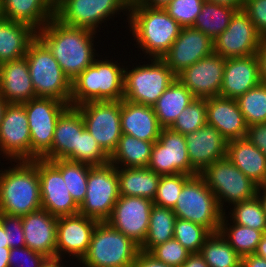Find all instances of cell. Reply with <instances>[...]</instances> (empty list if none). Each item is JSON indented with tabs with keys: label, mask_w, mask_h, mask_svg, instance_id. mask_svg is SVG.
Listing matches in <instances>:
<instances>
[{
	"label": "cell",
	"mask_w": 266,
	"mask_h": 267,
	"mask_svg": "<svg viewBox=\"0 0 266 267\" xmlns=\"http://www.w3.org/2000/svg\"><path fill=\"white\" fill-rule=\"evenodd\" d=\"M95 33L86 28L67 26L54 17L37 31V37L49 48L72 82L96 59Z\"/></svg>",
	"instance_id": "1"
},
{
	"label": "cell",
	"mask_w": 266,
	"mask_h": 267,
	"mask_svg": "<svg viewBox=\"0 0 266 267\" xmlns=\"http://www.w3.org/2000/svg\"><path fill=\"white\" fill-rule=\"evenodd\" d=\"M127 16L134 40L150 59H161L182 30L164 8L148 7L141 2L130 5Z\"/></svg>",
	"instance_id": "2"
},
{
	"label": "cell",
	"mask_w": 266,
	"mask_h": 267,
	"mask_svg": "<svg viewBox=\"0 0 266 267\" xmlns=\"http://www.w3.org/2000/svg\"><path fill=\"white\" fill-rule=\"evenodd\" d=\"M0 170V213L23 216L42 208L37 167L31 161H16Z\"/></svg>",
	"instance_id": "3"
},
{
	"label": "cell",
	"mask_w": 266,
	"mask_h": 267,
	"mask_svg": "<svg viewBox=\"0 0 266 267\" xmlns=\"http://www.w3.org/2000/svg\"><path fill=\"white\" fill-rule=\"evenodd\" d=\"M105 60L95 59L92 65L72 80L70 106L123 99L125 68H121L119 63Z\"/></svg>",
	"instance_id": "4"
},
{
	"label": "cell",
	"mask_w": 266,
	"mask_h": 267,
	"mask_svg": "<svg viewBox=\"0 0 266 267\" xmlns=\"http://www.w3.org/2000/svg\"><path fill=\"white\" fill-rule=\"evenodd\" d=\"M25 58L36 97L53 98L70 105L71 81L38 37L30 43Z\"/></svg>",
	"instance_id": "5"
},
{
	"label": "cell",
	"mask_w": 266,
	"mask_h": 267,
	"mask_svg": "<svg viewBox=\"0 0 266 267\" xmlns=\"http://www.w3.org/2000/svg\"><path fill=\"white\" fill-rule=\"evenodd\" d=\"M140 246L107 222L95 226L83 267H132Z\"/></svg>",
	"instance_id": "6"
},
{
	"label": "cell",
	"mask_w": 266,
	"mask_h": 267,
	"mask_svg": "<svg viewBox=\"0 0 266 267\" xmlns=\"http://www.w3.org/2000/svg\"><path fill=\"white\" fill-rule=\"evenodd\" d=\"M172 209L177 218L202 225L211 233L219 231L224 214L215 195L199 174L183 185Z\"/></svg>",
	"instance_id": "7"
},
{
	"label": "cell",
	"mask_w": 266,
	"mask_h": 267,
	"mask_svg": "<svg viewBox=\"0 0 266 267\" xmlns=\"http://www.w3.org/2000/svg\"><path fill=\"white\" fill-rule=\"evenodd\" d=\"M150 60L151 64L124 69V100L152 107L177 78L162 59Z\"/></svg>",
	"instance_id": "8"
},
{
	"label": "cell",
	"mask_w": 266,
	"mask_h": 267,
	"mask_svg": "<svg viewBox=\"0 0 266 267\" xmlns=\"http://www.w3.org/2000/svg\"><path fill=\"white\" fill-rule=\"evenodd\" d=\"M199 175L215 195L218 205L224 213V201L233 205L257 195L258 185L227 157L213 162Z\"/></svg>",
	"instance_id": "9"
},
{
	"label": "cell",
	"mask_w": 266,
	"mask_h": 267,
	"mask_svg": "<svg viewBox=\"0 0 266 267\" xmlns=\"http://www.w3.org/2000/svg\"><path fill=\"white\" fill-rule=\"evenodd\" d=\"M119 197L117 167L110 163L92 166L89 170L86 195L79 206V213L98 222H106Z\"/></svg>",
	"instance_id": "10"
},
{
	"label": "cell",
	"mask_w": 266,
	"mask_h": 267,
	"mask_svg": "<svg viewBox=\"0 0 266 267\" xmlns=\"http://www.w3.org/2000/svg\"><path fill=\"white\" fill-rule=\"evenodd\" d=\"M31 138V161L42 159L50 150L60 115L70 106L53 98L36 97L22 104Z\"/></svg>",
	"instance_id": "11"
},
{
	"label": "cell",
	"mask_w": 266,
	"mask_h": 267,
	"mask_svg": "<svg viewBox=\"0 0 266 267\" xmlns=\"http://www.w3.org/2000/svg\"><path fill=\"white\" fill-rule=\"evenodd\" d=\"M85 128L109 155L115 151L121 131V101H91L75 107Z\"/></svg>",
	"instance_id": "12"
},
{
	"label": "cell",
	"mask_w": 266,
	"mask_h": 267,
	"mask_svg": "<svg viewBox=\"0 0 266 267\" xmlns=\"http://www.w3.org/2000/svg\"><path fill=\"white\" fill-rule=\"evenodd\" d=\"M129 6L125 0H58L55 18L67 26L96 32L102 21L110 19L118 11L129 10Z\"/></svg>",
	"instance_id": "13"
},
{
	"label": "cell",
	"mask_w": 266,
	"mask_h": 267,
	"mask_svg": "<svg viewBox=\"0 0 266 267\" xmlns=\"http://www.w3.org/2000/svg\"><path fill=\"white\" fill-rule=\"evenodd\" d=\"M147 167L161 176L172 174L198 175L191 167L185 136L170 128L161 130L159 139L154 142Z\"/></svg>",
	"instance_id": "14"
},
{
	"label": "cell",
	"mask_w": 266,
	"mask_h": 267,
	"mask_svg": "<svg viewBox=\"0 0 266 267\" xmlns=\"http://www.w3.org/2000/svg\"><path fill=\"white\" fill-rule=\"evenodd\" d=\"M0 151L11 161H31V138L22 104H7L0 123Z\"/></svg>",
	"instance_id": "15"
},
{
	"label": "cell",
	"mask_w": 266,
	"mask_h": 267,
	"mask_svg": "<svg viewBox=\"0 0 266 267\" xmlns=\"http://www.w3.org/2000/svg\"><path fill=\"white\" fill-rule=\"evenodd\" d=\"M261 36L241 9L232 16L227 29L214 41V53L223 58L247 57L257 53Z\"/></svg>",
	"instance_id": "16"
},
{
	"label": "cell",
	"mask_w": 266,
	"mask_h": 267,
	"mask_svg": "<svg viewBox=\"0 0 266 267\" xmlns=\"http://www.w3.org/2000/svg\"><path fill=\"white\" fill-rule=\"evenodd\" d=\"M153 205L150 199L120 196L106 222L141 246L146 239Z\"/></svg>",
	"instance_id": "17"
},
{
	"label": "cell",
	"mask_w": 266,
	"mask_h": 267,
	"mask_svg": "<svg viewBox=\"0 0 266 267\" xmlns=\"http://www.w3.org/2000/svg\"><path fill=\"white\" fill-rule=\"evenodd\" d=\"M38 169L42 209L56 217L79 213V205L72 198L62 174L43 159L31 161Z\"/></svg>",
	"instance_id": "18"
},
{
	"label": "cell",
	"mask_w": 266,
	"mask_h": 267,
	"mask_svg": "<svg viewBox=\"0 0 266 267\" xmlns=\"http://www.w3.org/2000/svg\"><path fill=\"white\" fill-rule=\"evenodd\" d=\"M225 58L215 53L187 67L176 77L198 99L220 96Z\"/></svg>",
	"instance_id": "19"
},
{
	"label": "cell",
	"mask_w": 266,
	"mask_h": 267,
	"mask_svg": "<svg viewBox=\"0 0 266 267\" xmlns=\"http://www.w3.org/2000/svg\"><path fill=\"white\" fill-rule=\"evenodd\" d=\"M214 53L213 40L193 27H183L169 51L161 58L177 76L187 67Z\"/></svg>",
	"instance_id": "20"
},
{
	"label": "cell",
	"mask_w": 266,
	"mask_h": 267,
	"mask_svg": "<svg viewBox=\"0 0 266 267\" xmlns=\"http://www.w3.org/2000/svg\"><path fill=\"white\" fill-rule=\"evenodd\" d=\"M97 223V220L80 213L58 217L56 257L62 258L63 254L68 253L81 261L88 252L92 232Z\"/></svg>",
	"instance_id": "21"
},
{
	"label": "cell",
	"mask_w": 266,
	"mask_h": 267,
	"mask_svg": "<svg viewBox=\"0 0 266 267\" xmlns=\"http://www.w3.org/2000/svg\"><path fill=\"white\" fill-rule=\"evenodd\" d=\"M185 138L191 167L198 174L213 162L226 157L228 141L211 125L205 124L186 134Z\"/></svg>",
	"instance_id": "22"
},
{
	"label": "cell",
	"mask_w": 266,
	"mask_h": 267,
	"mask_svg": "<svg viewBox=\"0 0 266 267\" xmlns=\"http://www.w3.org/2000/svg\"><path fill=\"white\" fill-rule=\"evenodd\" d=\"M57 219L47 210L39 209L22 216L26 247L47 258L56 257Z\"/></svg>",
	"instance_id": "23"
},
{
	"label": "cell",
	"mask_w": 266,
	"mask_h": 267,
	"mask_svg": "<svg viewBox=\"0 0 266 267\" xmlns=\"http://www.w3.org/2000/svg\"><path fill=\"white\" fill-rule=\"evenodd\" d=\"M260 83L259 61L256 54L247 57L227 58L220 96L237 99Z\"/></svg>",
	"instance_id": "24"
},
{
	"label": "cell",
	"mask_w": 266,
	"mask_h": 267,
	"mask_svg": "<svg viewBox=\"0 0 266 267\" xmlns=\"http://www.w3.org/2000/svg\"><path fill=\"white\" fill-rule=\"evenodd\" d=\"M207 124L227 140L245 138L248 125L236 99L215 96L206 98Z\"/></svg>",
	"instance_id": "25"
},
{
	"label": "cell",
	"mask_w": 266,
	"mask_h": 267,
	"mask_svg": "<svg viewBox=\"0 0 266 267\" xmlns=\"http://www.w3.org/2000/svg\"><path fill=\"white\" fill-rule=\"evenodd\" d=\"M0 96L8 104H23L36 98L25 57L0 64Z\"/></svg>",
	"instance_id": "26"
},
{
	"label": "cell",
	"mask_w": 266,
	"mask_h": 267,
	"mask_svg": "<svg viewBox=\"0 0 266 267\" xmlns=\"http://www.w3.org/2000/svg\"><path fill=\"white\" fill-rule=\"evenodd\" d=\"M121 131L139 140L155 142L161 130L153 107L121 100Z\"/></svg>",
	"instance_id": "27"
},
{
	"label": "cell",
	"mask_w": 266,
	"mask_h": 267,
	"mask_svg": "<svg viewBox=\"0 0 266 267\" xmlns=\"http://www.w3.org/2000/svg\"><path fill=\"white\" fill-rule=\"evenodd\" d=\"M85 129L81 113L69 106L58 118L51 150L42 159H65L73 150H78V132Z\"/></svg>",
	"instance_id": "28"
},
{
	"label": "cell",
	"mask_w": 266,
	"mask_h": 267,
	"mask_svg": "<svg viewBox=\"0 0 266 267\" xmlns=\"http://www.w3.org/2000/svg\"><path fill=\"white\" fill-rule=\"evenodd\" d=\"M2 17L41 30L55 17L51 0H1Z\"/></svg>",
	"instance_id": "29"
},
{
	"label": "cell",
	"mask_w": 266,
	"mask_h": 267,
	"mask_svg": "<svg viewBox=\"0 0 266 267\" xmlns=\"http://www.w3.org/2000/svg\"><path fill=\"white\" fill-rule=\"evenodd\" d=\"M226 157L260 186L266 178V155L246 137L227 142Z\"/></svg>",
	"instance_id": "30"
},
{
	"label": "cell",
	"mask_w": 266,
	"mask_h": 267,
	"mask_svg": "<svg viewBox=\"0 0 266 267\" xmlns=\"http://www.w3.org/2000/svg\"><path fill=\"white\" fill-rule=\"evenodd\" d=\"M37 37L31 26L0 19V64L25 57L30 43Z\"/></svg>",
	"instance_id": "31"
},
{
	"label": "cell",
	"mask_w": 266,
	"mask_h": 267,
	"mask_svg": "<svg viewBox=\"0 0 266 267\" xmlns=\"http://www.w3.org/2000/svg\"><path fill=\"white\" fill-rule=\"evenodd\" d=\"M120 196L142 197L153 201L161 175L148 167H117Z\"/></svg>",
	"instance_id": "32"
},
{
	"label": "cell",
	"mask_w": 266,
	"mask_h": 267,
	"mask_svg": "<svg viewBox=\"0 0 266 267\" xmlns=\"http://www.w3.org/2000/svg\"><path fill=\"white\" fill-rule=\"evenodd\" d=\"M196 99L177 78L152 106L162 128H170L182 111Z\"/></svg>",
	"instance_id": "33"
},
{
	"label": "cell",
	"mask_w": 266,
	"mask_h": 267,
	"mask_svg": "<svg viewBox=\"0 0 266 267\" xmlns=\"http://www.w3.org/2000/svg\"><path fill=\"white\" fill-rule=\"evenodd\" d=\"M154 142L143 141L133 136L122 134L109 163L115 167H147L150 161Z\"/></svg>",
	"instance_id": "34"
},
{
	"label": "cell",
	"mask_w": 266,
	"mask_h": 267,
	"mask_svg": "<svg viewBox=\"0 0 266 267\" xmlns=\"http://www.w3.org/2000/svg\"><path fill=\"white\" fill-rule=\"evenodd\" d=\"M237 11L231 6L206 1L197 15L193 28L206 34L213 41L228 27L232 16Z\"/></svg>",
	"instance_id": "35"
},
{
	"label": "cell",
	"mask_w": 266,
	"mask_h": 267,
	"mask_svg": "<svg viewBox=\"0 0 266 267\" xmlns=\"http://www.w3.org/2000/svg\"><path fill=\"white\" fill-rule=\"evenodd\" d=\"M176 215L172 208L152 206L146 239L140 250L149 252L153 247L174 238Z\"/></svg>",
	"instance_id": "36"
},
{
	"label": "cell",
	"mask_w": 266,
	"mask_h": 267,
	"mask_svg": "<svg viewBox=\"0 0 266 267\" xmlns=\"http://www.w3.org/2000/svg\"><path fill=\"white\" fill-rule=\"evenodd\" d=\"M209 267H240L242 257L218 231L211 233L199 252Z\"/></svg>",
	"instance_id": "37"
},
{
	"label": "cell",
	"mask_w": 266,
	"mask_h": 267,
	"mask_svg": "<svg viewBox=\"0 0 266 267\" xmlns=\"http://www.w3.org/2000/svg\"><path fill=\"white\" fill-rule=\"evenodd\" d=\"M61 174L74 201L80 206L87 191L90 164L57 159L49 161Z\"/></svg>",
	"instance_id": "38"
},
{
	"label": "cell",
	"mask_w": 266,
	"mask_h": 267,
	"mask_svg": "<svg viewBox=\"0 0 266 267\" xmlns=\"http://www.w3.org/2000/svg\"><path fill=\"white\" fill-rule=\"evenodd\" d=\"M225 215L226 214L224 213L219 227V232L241 257L254 254L264 233L262 231L235 223H232L231 226L228 223V220H226Z\"/></svg>",
	"instance_id": "39"
},
{
	"label": "cell",
	"mask_w": 266,
	"mask_h": 267,
	"mask_svg": "<svg viewBox=\"0 0 266 267\" xmlns=\"http://www.w3.org/2000/svg\"><path fill=\"white\" fill-rule=\"evenodd\" d=\"M236 101L248 126L266 123V84L251 88Z\"/></svg>",
	"instance_id": "40"
},
{
	"label": "cell",
	"mask_w": 266,
	"mask_h": 267,
	"mask_svg": "<svg viewBox=\"0 0 266 267\" xmlns=\"http://www.w3.org/2000/svg\"><path fill=\"white\" fill-rule=\"evenodd\" d=\"M232 208V213H229L232 219L230 221L266 233V215L257 195L249 200L233 204Z\"/></svg>",
	"instance_id": "41"
},
{
	"label": "cell",
	"mask_w": 266,
	"mask_h": 267,
	"mask_svg": "<svg viewBox=\"0 0 266 267\" xmlns=\"http://www.w3.org/2000/svg\"><path fill=\"white\" fill-rule=\"evenodd\" d=\"M65 159L92 166H103L109 163L110 156L85 129L83 132H78V150H73Z\"/></svg>",
	"instance_id": "42"
},
{
	"label": "cell",
	"mask_w": 266,
	"mask_h": 267,
	"mask_svg": "<svg viewBox=\"0 0 266 267\" xmlns=\"http://www.w3.org/2000/svg\"><path fill=\"white\" fill-rule=\"evenodd\" d=\"M211 232L202 225L176 218L174 238L190 253H199Z\"/></svg>",
	"instance_id": "43"
},
{
	"label": "cell",
	"mask_w": 266,
	"mask_h": 267,
	"mask_svg": "<svg viewBox=\"0 0 266 267\" xmlns=\"http://www.w3.org/2000/svg\"><path fill=\"white\" fill-rule=\"evenodd\" d=\"M207 105L205 99H194L177 117L171 130L186 135L207 124Z\"/></svg>",
	"instance_id": "44"
},
{
	"label": "cell",
	"mask_w": 266,
	"mask_h": 267,
	"mask_svg": "<svg viewBox=\"0 0 266 267\" xmlns=\"http://www.w3.org/2000/svg\"><path fill=\"white\" fill-rule=\"evenodd\" d=\"M192 176L187 174H172L161 176L153 204L159 207L173 208L177 202L183 185Z\"/></svg>",
	"instance_id": "45"
},
{
	"label": "cell",
	"mask_w": 266,
	"mask_h": 267,
	"mask_svg": "<svg viewBox=\"0 0 266 267\" xmlns=\"http://www.w3.org/2000/svg\"><path fill=\"white\" fill-rule=\"evenodd\" d=\"M205 0H172L164 9L182 28L192 27Z\"/></svg>",
	"instance_id": "46"
},
{
	"label": "cell",
	"mask_w": 266,
	"mask_h": 267,
	"mask_svg": "<svg viewBox=\"0 0 266 267\" xmlns=\"http://www.w3.org/2000/svg\"><path fill=\"white\" fill-rule=\"evenodd\" d=\"M148 253L155 259L174 267H180L190 254L175 238L153 247Z\"/></svg>",
	"instance_id": "47"
},
{
	"label": "cell",
	"mask_w": 266,
	"mask_h": 267,
	"mask_svg": "<svg viewBox=\"0 0 266 267\" xmlns=\"http://www.w3.org/2000/svg\"><path fill=\"white\" fill-rule=\"evenodd\" d=\"M0 221L7 234L9 248H21L26 246L22 226V216L0 213Z\"/></svg>",
	"instance_id": "48"
},
{
	"label": "cell",
	"mask_w": 266,
	"mask_h": 267,
	"mask_svg": "<svg viewBox=\"0 0 266 267\" xmlns=\"http://www.w3.org/2000/svg\"><path fill=\"white\" fill-rule=\"evenodd\" d=\"M46 258L43 254L24 246L11 248L8 262L9 267H40Z\"/></svg>",
	"instance_id": "49"
},
{
	"label": "cell",
	"mask_w": 266,
	"mask_h": 267,
	"mask_svg": "<svg viewBox=\"0 0 266 267\" xmlns=\"http://www.w3.org/2000/svg\"><path fill=\"white\" fill-rule=\"evenodd\" d=\"M261 37H266V0H245L242 9Z\"/></svg>",
	"instance_id": "50"
},
{
	"label": "cell",
	"mask_w": 266,
	"mask_h": 267,
	"mask_svg": "<svg viewBox=\"0 0 266 267\" xmlns=\"http://www.w3.org/2000/svg\"><path fill=\"white\" fill-rule=\"evenodd\" d=\"M246 138L266 155V123L248 126Z\"/></svg>",
	"instance_id": "51"
},
{
	"label": "cell",
	"mask_w": 266,
	"mask_h": 267,
	"mask_svg": "<svg viewBox=\"0 0 266 267\" xmlns=\"http://www.w3.org/2000/svg\"><path fill=\"white\" fill-rule=\"evenodd\" d=\"M132 267H174L155 259L151 254L139 251Z\"/></svg>",
	"instance_id": "52"
},
{
	"label": "cell",
	"mask_w": 266,
	"mask_h": 267,
	"mask_svg": "<svg viewBox=\"0 0 266 267\" xmlns=\"http://www.w3.org/2000/svg\"><path fill=\"white\" fill-rule=\"evenodd\" d=\"M256 55L259 61L260 81L266 84V37H261L260 46Z\"/></svg>",
	"instance_id": "53"
},
{
	"label": "cell",
	"mask_w": 266,
	"mask_h": 267,
	"mask_svg": "<svg viewBox=\"0 0 266 267\" xmlns=\"http://www.w3.org/2000/svg\"><path fill=\"white\" fill-rule=\"evenodd\" d=\"M242 267H266V259L254 254L242 257Z\"/></svg>",
	"instance_id": "54"
},
{
	"label": "cell",
	"mask_w": 266,
	"mask_h": 267,
	"mask_svg": "<svg viewBox=\"0 0 266 267\" xmlns=\"http://www.w3.org/2000/svg\"><path fill=\"white\" fill-rule=\"evenodd\" d=\"M180 267H209L200 253H190Z\"/></svg>",
	"instance_id": "55"
},
{
	"label": "cell",
	"mask_w": 266,
	"mask_h": 267,
	"mask_svg": "<svg viewBox=\"0 0 266 267\" xmlns=\"http://www.w3.org/2000/svg\"><path fill=\"white\" fill-rule=\"evenodd\" d=\"M212 3L223 4L236 8L237 10L243 9L245 0H206Z\"/></svg>",
	"instance_id": "56"
},
{
	"label": "cell",
	"mask_w": 266,
	"mask_h": 267,
	"mask_svg": "<svg viewBox=\"0 0 266 267\" xmlns=\"http://www.w3.org/2000/svg\"><path fill=\"white\" fill-rule=\"evenodd\" d=\"M172 0H142L141 3L152 8H165Z\"/></svg>",
	"instance_id": "57"
},
{
	"label": "cell",
	"mask_w": 266,
	"mask_h": 267,
	"mask_svg": "<svg viewBox=\"0 0 266 267\" xmlns=\"http://www.w3.org/2000/svg\"><path fill=\"white\" fill-rule=\"evenodd\" d=\"M62 260L63 259L59 257L46 258L40 267H63L61 264Z\"/></svg>",
	"instance_id": "58"
},
{
	"label": "cell",
	"mask_w": 266,
	"mask_h": 267,
	"mask_svg": "<svg viewBox=\"0 0 266 267\" xmlns=\"http://www.w3.org/2000/svg\"><path fill=\"white\" fill-rule=\"evenodd\" d=\"M9 254V247H3V249H0V267H9Z\"/></svg>",
	"instance_id": "59"
},
{
	"label": "cell",
	"mask_w": 266,
	"mask_h": 267,
	"mask_svg": "<svg viewBox=\"0 0 266 267\" xmlns=\"http://www.w3.org/2000/svg\"><path fill=\"white\" fill-rule=\"evenodd\" d=\"M255 254L266 259V233L262 236L261 241L258 243Z\"/></svg>",
	"instance_id": "60"
},
{
	"label": "cell",
	"mask_w": 266,
	"mask_h": 267,
	"mask_svg": "<svg viewBox=\"0 0 266 267\" xmlns=\"http://www.w3.org/2000/svg\"><path fill=\"white\" fill-rule=\"evenodd\" d=\"M262 190H263V193H262ZM257 197L261 201V204L263 206L264 213L266 215V189H263L261 186H258V189H257Z\"/></svg>",
	"instance_id": "61"
},
{
	"label": "cell",
	"mask_w": 266,
	"mask_h": 267,
	"mask_svg": "<svg viewBox=\"0 0 266 267\" xmlns=\"http://www.w3.org/2000/svg\"><path fill=\"white\" fill-rule=\"evenodd\" d=\"M3 247H9L7 243V234L6 231L3 228V225L0 221V249H3Z\"/></svg>",
	"instance_id": "62"
},
{
	"label": "cell",
	"mask_w": 266,
	"mask_h": 267,
	"mask_svg": "<svg viewBox=\"0 0 266 267\" xmlns=\"http://www.w3.org/2000/svg\"><path fill=\"white\" fill-rule=\"evenodd\" d=\"M7 104L8 103L0 96V123L2 121L3 113Z\"/></svg>",
	"instance_id": "63"
},
{
	"label": "cell",
	"mask_w": 266,
	"mask_h": 267,
	"mask_svg": "<svg viewBox=\"0 0 266 267\" xmlns=\"http://www.w3.org/2000/svg\"><path fill=\"white\" fill-rule=\"evenodd\" d=\"M129 5H132L134 3L141 2L142 0H125Z\"/></svg>",
	"instance_id": "64"
},
{
	"label": "cell",
	"mask_w": 266,
	"mask_h": 267,
	"mask_svg": "<svg viewBox=\"0 0 266 267\" xmlns=\"http://www.w3.org/2000/svg\"><path fill=\"white\" fill-rule=\"evenodd\" d=\"M263 189H266V178L264 180V182L260 185Z\"/></svg>",
	"instance_id": "65"
},
{
	"label": "cell",
	"mask_w": 266,
	"mask_h": 267,
	"mask_svg": "<svg viewBox=\"0 0 266 267\" xmlns=\"http://www.w3.org/2000/svg\"><path fill=\"white\" fill-rule=\"evenodd\" d=\"M2 18L1 0H0V19Z\"/></svg>",
	"instance_id": "66"
},
{
	"label": "cell",
	"mask_w": 266,
	"mask_h": 267,
	"mask_svg": "<svg viewBox=\"0 0 266 267\" xmlns=\"http://www.w3.org/2000/svg\"><path fill=\"white\" fill-rule=\"evenodd\" d=\"M54 4L58 1V0H51Z\"/></svg>",
	"instance_id": "67"
}]
</instances>
